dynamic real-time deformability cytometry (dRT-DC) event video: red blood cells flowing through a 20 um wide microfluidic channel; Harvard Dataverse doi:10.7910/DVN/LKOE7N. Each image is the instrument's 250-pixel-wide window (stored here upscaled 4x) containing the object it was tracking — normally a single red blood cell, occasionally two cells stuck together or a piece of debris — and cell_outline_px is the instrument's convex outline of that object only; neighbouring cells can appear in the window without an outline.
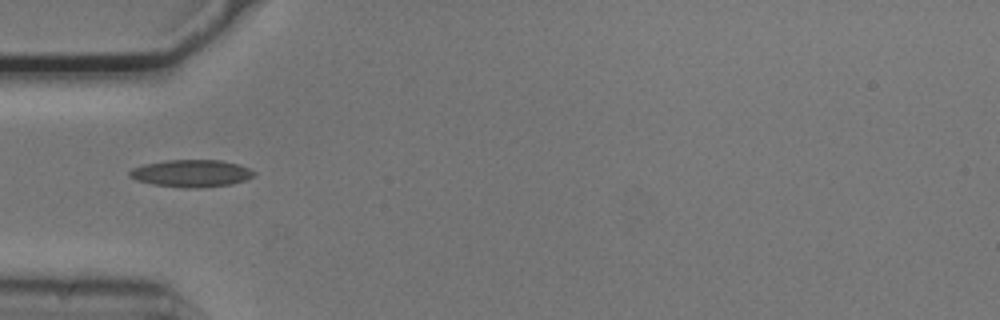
{"species": "common noctule bat (a hibernating species)", "species_latin": "Nyctalus noctula", "temperature_condition": "cold", "stored_images_in_passage": 37, "camera_frame_rate_fps": 3000, "um_per_image_px": 0.085, "animal": {"sex": "male", "body_mass_g": 20.5, "forearm_length_mm": 52.5}, "frame": {"image": 1, "passage_image": 1, "time_ms": 0.0, "image_size_px": [1000, 320], "cell_outline_px": [[256, 176], [232, 184], [196, 188], [184, 188], [152, 184], [136, 180], [128, 176], [128, 172], [132, 168], [144, 164], [168, 160], [220, 160], [240, 164], [256, 172]], "centroid_in_image_um": [16.27, 14.73], "position_along_channel_um": 68.7, "area_um2": 19.88}}
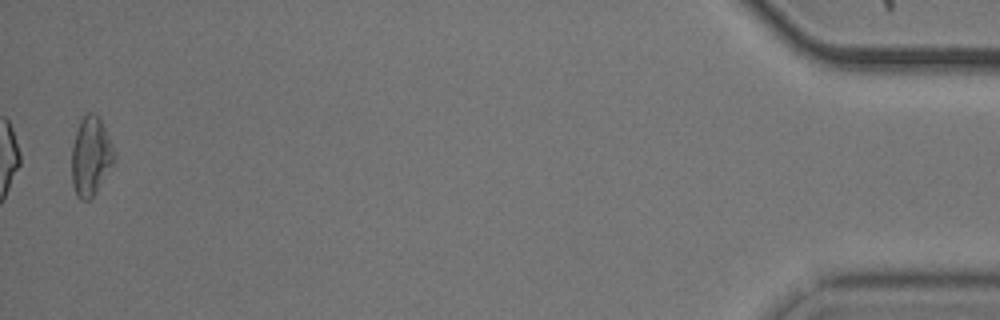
{"frame": {"image": 2, "passage_image": 37, "time_ms": 12.0, "image_size_px": [1000, 320], "cell_outline_px": [[116, 160], [96, 192], [88, 200], [80, 200], [76, 196], [72, 184], [72, 148], [76, 132], [80, 120], [84, 112], [92, 112], [100, 120], [116, 152]], "centroid_in_image_um": [7.72, 13.3], "position_along_channel_um": 427.5, "area_um2": 19.59}, "authors_computed_cell_mechanics": {"area_um2": 17.6868, "velocity_mm_per_s": 3.7403, "shape_relaxation_time_tau1_ms": null, "shape_relaxation_time_tau2_ms": 3.7819, "deformation_change_tau1": null, "deformation_change_tau2": 0.1223}}